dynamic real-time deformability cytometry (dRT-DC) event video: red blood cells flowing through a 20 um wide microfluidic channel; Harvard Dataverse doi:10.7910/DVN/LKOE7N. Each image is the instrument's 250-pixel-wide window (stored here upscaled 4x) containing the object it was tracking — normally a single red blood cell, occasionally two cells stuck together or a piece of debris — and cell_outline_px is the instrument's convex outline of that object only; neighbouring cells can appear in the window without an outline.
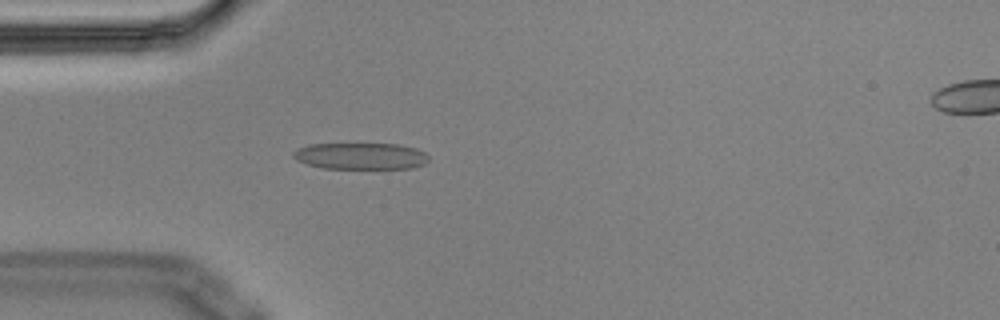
{"species": "Egyptian fruit bat (a non-hibernating species)", "species_latin": "Rousettus aegyptiacus", "temperature_condition": "cold", "stored_images_in_passage": 4, "camera_frame_rate_fps": 3000, "um_per_image_px": 0.085, "animal": {"sex": "male"}, "frame": {"image": 1, "passage_image": 3, "time_ms": 0.667, "image_size_px": [1000, 320], "cell_outline_px": [[428, 160], [424, 164], [412, 168], [324, 168], [308, 164], [296, 160], [292, 156], [292, 152], [308, 144], [396, 144], [416, 148], [424, 152], [428, 156]], "centroid_in_image_um": [30.65, 13.26], "position_along_channel_um": 54.3, "area_um2": 20.81}}